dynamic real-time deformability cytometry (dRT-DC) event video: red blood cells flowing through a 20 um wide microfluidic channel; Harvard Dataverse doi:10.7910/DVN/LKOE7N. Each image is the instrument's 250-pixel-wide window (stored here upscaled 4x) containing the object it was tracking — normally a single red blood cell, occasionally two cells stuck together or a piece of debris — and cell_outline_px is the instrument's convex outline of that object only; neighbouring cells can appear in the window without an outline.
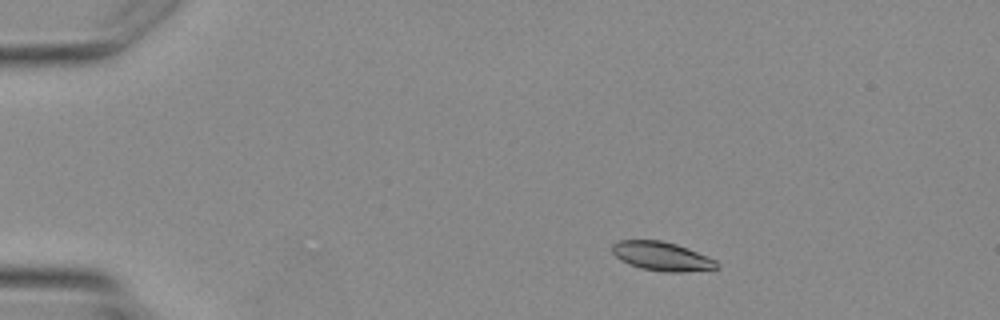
{"species": "Egyptian fruit bat (a non-hibernating species)", "species_latin": "Rousettus aegyptiacus", "temperature_condition": "warm", "stored_images_in_passage": 3, "camera_frame_rate_fps": 3000, "um_per_image_px": 0.085, "animal": {"sex": "female"}, "frame": {"image": 1, "passage_image": 1, "time_ms": 0.0, "image_size_px": [1000, 320], "cell_outline_px": [[720, 268], [684, 272], [664, 272], [640, 268], [620, 260], [612, 252], [612, 244], [620, 240], [660, 240], [676, 244], [688, 248], [716, 260], [720, 264]], "centroid_in_image_um": [56.27, 21.79], "position_along_channel_um": 28.7, "area_um2": 17.69}}